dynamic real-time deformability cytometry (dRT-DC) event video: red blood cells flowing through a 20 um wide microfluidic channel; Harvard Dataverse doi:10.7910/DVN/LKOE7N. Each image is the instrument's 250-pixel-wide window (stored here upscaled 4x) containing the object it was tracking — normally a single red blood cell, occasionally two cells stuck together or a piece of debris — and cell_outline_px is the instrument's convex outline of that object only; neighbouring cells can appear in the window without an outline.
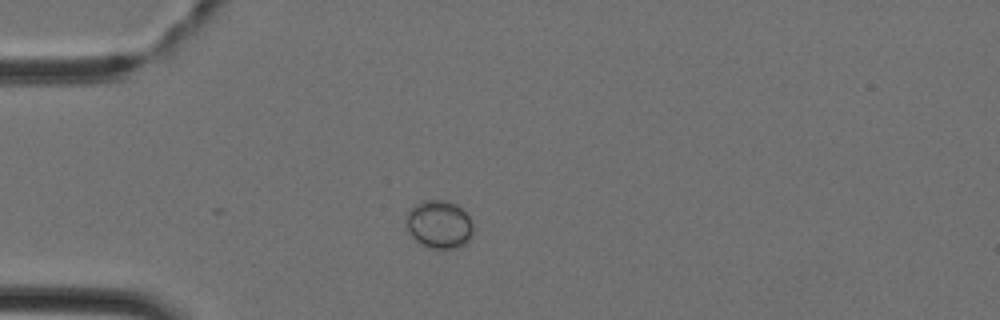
{"species": "Egyptian fruit bat (a non-hibernating species)", "species_latin": "Rousettus aegyptiacus", "temperature_condition": "cold", "stored_images_in_passage": 34, "camera_frame_rate_fps": 3000, "um_per_image_px": 0.085, "animal": {"sex": "female"}, "frame": {"image": 1, "passage_image": 1, "time_ms": 0.0, "image_size_px": [1000, 320], "cell_outline_px": [[472, 236], [464, 244], [456, 248], [432, 248], [416, 240], [412, 236], [408, 228], [408, 212], [416, 204], [424, 200], [448, 200], [456, 204], [472, 220]], "centroid_in_image_um": [37.37, 19.06], "position_along_channel_um": 47.6, "area_um2": 18.32}}
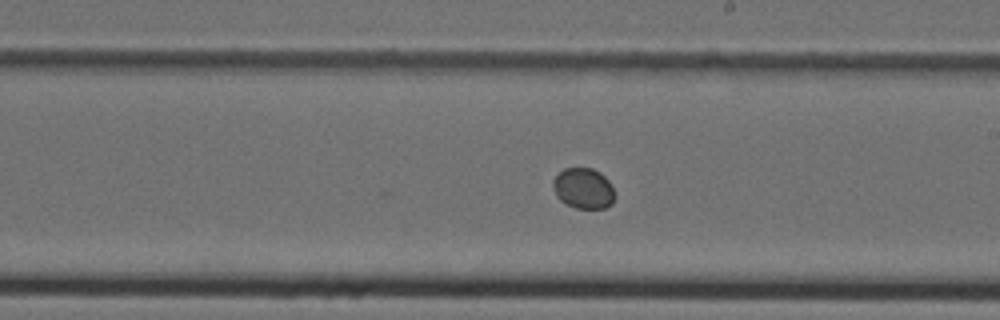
{"frame": {"image": 2, "passage_image": 15, "time_ms": 4.667, "image_size_px": [1000, 320], "cell_outline_px": [[616, 196], [612, 204], [604, 208], [576, 208], [560, 200], [556, 196], [552, 188], [552, 180], [564, 168], [592, 168], [600, 172], [608, 180]], "centroid_in_image_um": [49.59, 16.01], "position_along_channel_um": 239.4, "area_um2": 14.68}}
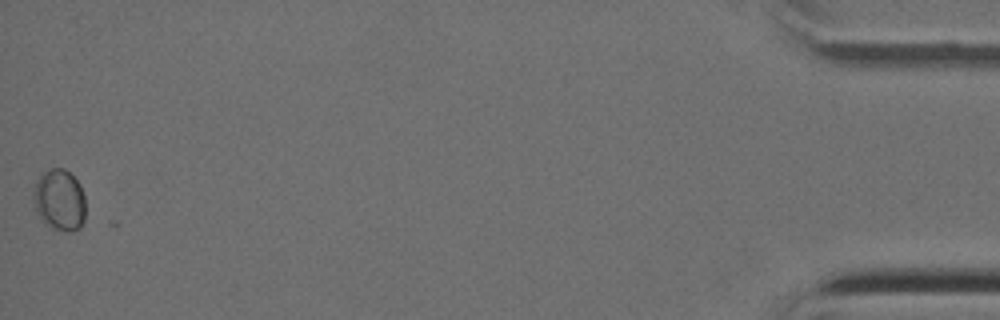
{"frame": {"image": 3, "passage_image": 34, "time_ms": 11.0, "image_size_px": [1000, 320], "cell_outline_px": [[84, 220], [80, 228], [52, 228], [40, 220], [36, 212], [32, 200], [32, 196], [36, 180], [40, 172], [52, 168], [64, 168], [80, 184], [84, 196]], "centroid_in_image_um": [5.0, 16.94], "position_along_channel_um": 430.2, "area_um2": 18.55}}